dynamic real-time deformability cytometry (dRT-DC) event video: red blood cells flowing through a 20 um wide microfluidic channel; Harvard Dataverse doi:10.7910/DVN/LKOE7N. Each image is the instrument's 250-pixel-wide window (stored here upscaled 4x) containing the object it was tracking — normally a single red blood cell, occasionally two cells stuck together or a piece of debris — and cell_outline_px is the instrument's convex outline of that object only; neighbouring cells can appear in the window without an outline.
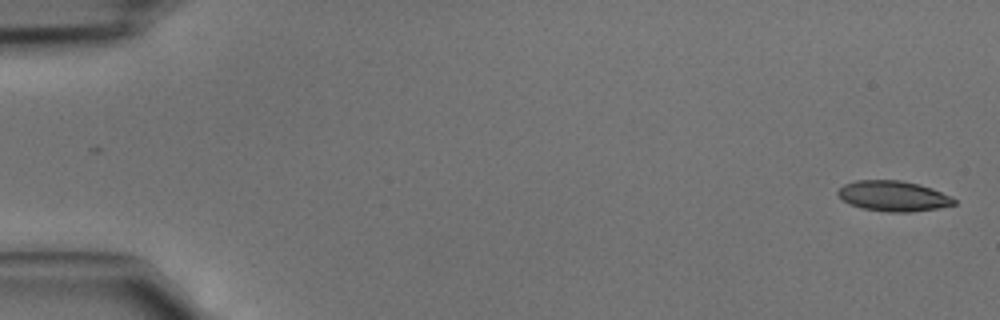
{"species": "common noctule bat (a hibernating species)", "species_latin": "Nyctalus noctula", "temperature_condition": "cold", "stored_images_in_passage": 7, "camera_frame_rate_fps": 3000, "um_per_image_px": 0.085, "animal": {"sex": "male", "body_mass_g": 15.6}, "frame": {"image": 1, "passage_image": 1, "time_ms": 0.0, "image_size_px": [1000, 320], "cell_outline_px": [[956, 204], [940, 208], [912, 212], [888, 212], [864, 208], [848, 204], [836, 192], [844, 184], [856, 180], [900, 180], [920, 184], [932, 188], [952, 196], [956, 200]], "centroid_in_image_um": [75.97, 16.66], "position_along_channel_um": 9.0, "area_um2": 20.69}}